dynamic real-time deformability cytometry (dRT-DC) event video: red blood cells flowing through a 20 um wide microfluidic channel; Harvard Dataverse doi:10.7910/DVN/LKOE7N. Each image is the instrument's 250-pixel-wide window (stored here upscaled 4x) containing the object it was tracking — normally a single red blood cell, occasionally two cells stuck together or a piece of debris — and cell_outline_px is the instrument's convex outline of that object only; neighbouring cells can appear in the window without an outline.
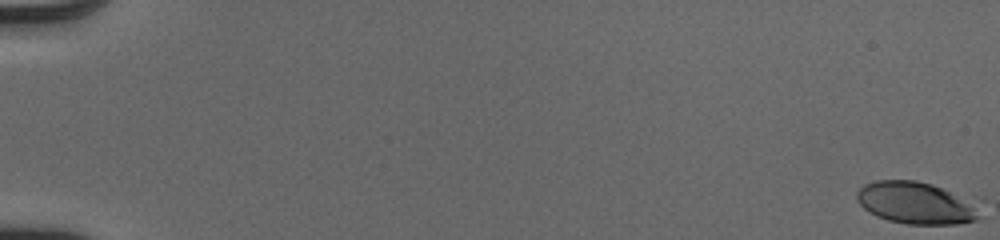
{"species": "human", "species_latin": "Homo sapiens", "temperature_condition": "cold", "stored_images_in_passage": 53, "camera_frame_rate_fps": 3000, "um_per_image_px": 0.085, "donor": {"sex": "male"}, "frame": {"image": 1, "passage_image": 1, "time_ms": 0.0, "image_size_px": [1000, 240], "cell_outline_px": [[976, 220], [956, 224], [908, 224], [888, 220], [876, 216], [868, 212], [856, 200], [856, 192], [864, 184], [876, 180], [916, 180], [932, 184], [976, 204]], "centroid_in_image_um": [77.74, 17.25], "position_along_channel_um": 7.3, "area_um2": 29.59}}
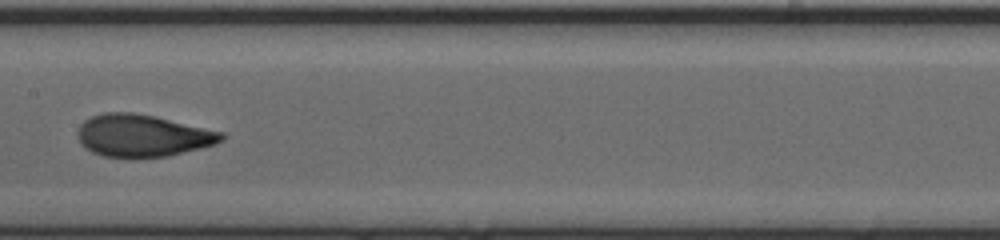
{"frame": {"image": 2, "passage_image": 30, "time_ms": 9.667, "image_size_px": [1000, 240], "cell_outline_px": [[224, 140], [216, 144], [168, 156], [104, 156], [92, 152], [84, 148], [80, 144], [76, 132], [80, 124], [84, 120], [92, 116], [104, 112], [132, 112], [156, 116], [224, 132]], "centroid_in_image_um": [12.1, 11.5], "position_along_channel_um": 195.3, "area_um2": 35.32}}
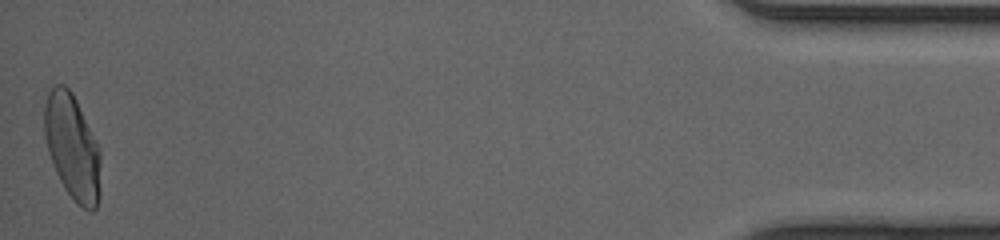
{"frame": {"image": 3, "passage_image": 53, "time_ms": 17.333, "image_size_px": [1000, 240], "cell_outline_px": [[100, 196], [96, 208], [92, 212], [88, 212], [76, 204], [72, 200], [64, 188], [56, 172], [48, 152], [44, 136], [44, 104], [48, 92], [56, 84], [64, 84], [72, 92], [100, 148]], "centroid_in_image_um": [6.15, 12.54], "position_along_channel_um": 429.0, "area_um2": 34.91}, "authors_computed_cell_mechanics": {"area_um2": 33.3506, "velocity_mm_per_s": 4.1175, "shape_relaxation_time_tau1_ms": 3.3621, "shape_relaxation_time_tau2_ms": null, "deformation_change_tau1": 0.1739, "deformation_change_tau2": null}}